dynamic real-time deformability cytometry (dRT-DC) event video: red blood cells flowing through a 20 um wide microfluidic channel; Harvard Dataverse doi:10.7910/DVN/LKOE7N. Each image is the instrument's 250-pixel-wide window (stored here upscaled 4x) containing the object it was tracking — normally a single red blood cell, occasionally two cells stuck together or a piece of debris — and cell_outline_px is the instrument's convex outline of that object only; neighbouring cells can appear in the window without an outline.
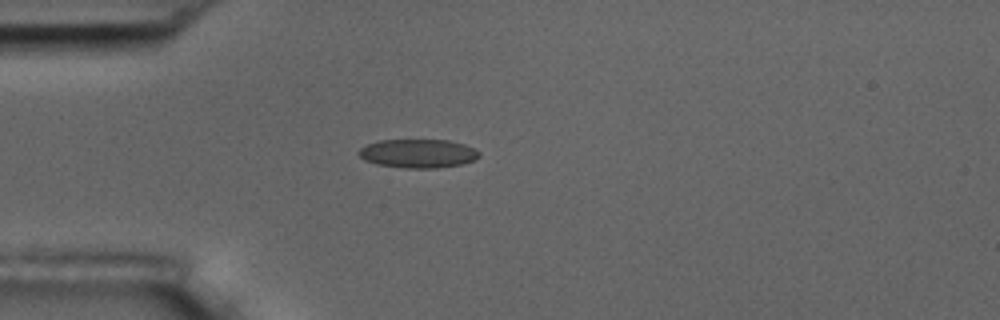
{"species": "common noctule bat (a hibernating species)", "species_latin": "Nyctalus noctula", "temperature_condition": "room temperature", "stored_images_in_passage": 1, "camera_frame_rate_fps": 3000, "um_per_image_px": 0.085, "animal": {"sex": "male", "body_mass_g": 17.5, "forearm_length_mm": 52.3}, "frame": {"image": 1, "passage_image": 1, "time_ms": 0.0, "image_size_px": [1000, 320], "cell_outline_px": [[480, 156], [476, 160], [460, 164], [436, 168], [404, 168], [376, 164], [364, 160], [356, 152], [364, 144], [380, 140], [448, 140], [464, 144], [476, 148], [480, 152]], "centroid_in_image_um": [35.53, 13.04], "position_along_channel_um": 49.5, "area_um2": 20.4}}